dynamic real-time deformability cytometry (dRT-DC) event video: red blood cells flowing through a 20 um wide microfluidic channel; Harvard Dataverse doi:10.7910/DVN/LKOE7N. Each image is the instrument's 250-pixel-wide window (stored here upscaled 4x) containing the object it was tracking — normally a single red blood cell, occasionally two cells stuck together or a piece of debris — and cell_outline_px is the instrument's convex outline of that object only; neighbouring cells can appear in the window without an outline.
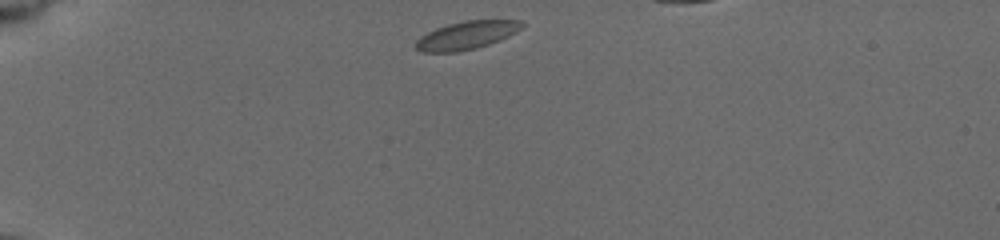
{"species": "common noctule bat (a hibernating species)", "species_latin": "Nyctalus noctula", "temperature_condition": "cold", "stored_images_in_passage": 38, "camera_frame_rate_fps": 3000, "um_per_image_px": 0.085, "animal": {"sex": "female", "body_mass_g": 19.5, "forearm_length_mm": 54.1}, "frame": {"image": 1, "passage_image": 1, "time_ms": 0.0, "image_size_px": [1000, 240], "cell_outline_px": [[524, 24], [516, 32], [500, 40], [476, 48], [456, 52], [420, 52], [416, 48], [416, 40], [420, 36], [436, 28], [448, 24], [464, 20], [520, 20]], "centroid_in_image_um": [39.64, 3.0], "position_along_channel_um": 45.4, "area_um2": 17.28}}
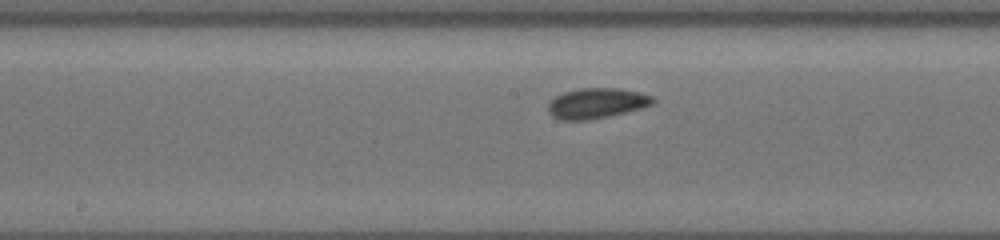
{"frame": {"image": 2, "passage_image": 17, "time_ms": 5.333, "image_size_px": [1000, 240], "cell_outline_px": [[656, 104], [644, 108], [608, 116], [588, 120], [560, 120], [552, 116], [548, 112], [548, 104], [556, 96], [564, 92], [580, 88], [620, 88], [640, 92], [652, 96], [656, 100]], "centroid_in_image_um": [50.76, 8.77], "position_along_channel_um": 197.4, "area_um2": 18.73}}
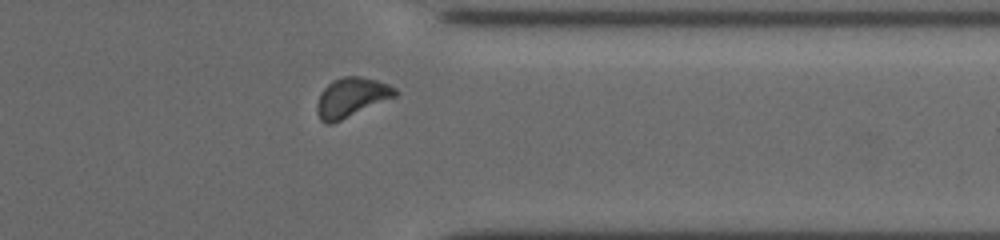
{"frame": {"image": 3, "passage_image": 32, "time_ms": 10.333, "image_size_px": [1000, 240], "cell_outline_px": [[400, 92], [396, 96], [332, 124], [328, 124], [320, 120], [316, 112], [316, 104], [320, 92], [332, 80], [344, 76], [360, 76], [376, 80], [388, 84], [396, 88]], "centroid_in_image_um": [29.85, 8.27], "position_along_channel_um": 381.5, "area_um2": 18.03}}